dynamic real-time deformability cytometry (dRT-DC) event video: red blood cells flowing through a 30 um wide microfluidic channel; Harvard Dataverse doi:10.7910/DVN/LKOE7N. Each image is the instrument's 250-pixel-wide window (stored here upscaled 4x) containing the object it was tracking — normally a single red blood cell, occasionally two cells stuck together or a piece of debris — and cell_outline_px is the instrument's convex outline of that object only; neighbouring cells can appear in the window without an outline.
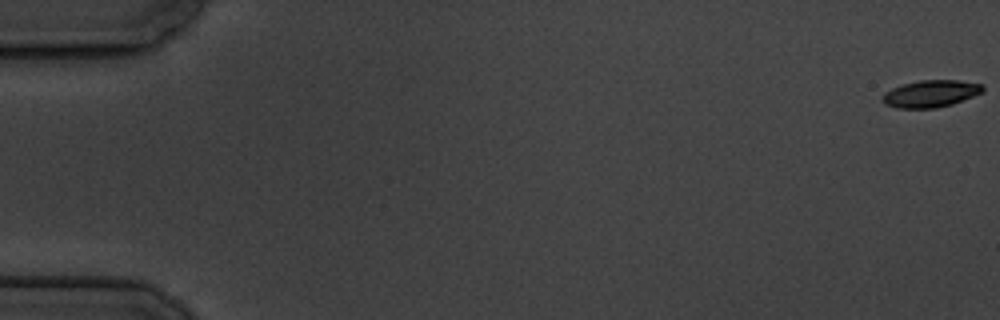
{"species": "common noctule bat (a hibernating species)", "species_latin": "Nyctalus noctula", "temperature_condition": "cold", "stored_images_in_passage": 6, "camera_frame_rate_fps": 3000, "um_per_image_px": 0.085, "animal": {"sex": "male", "body_mass_g": 19.5, "forearm_length_mm": 54.6}, "frame": {"image": 1, "passage_image": 1, "time_ms": 0.0, "image_size_px": [1000, 320], "cell_outline_px": [[984, 92], [952, 104], [936, 108], [896, 108], [884, 104], [880, 100], [884, 92], [892, 88], [904, 84], [920, 80], [956, 80], [984, 84]], "centroid_in_image_um": [79.1, 7.96], "position_along_channel_um": 5.9, "area_um2": 15.95}}
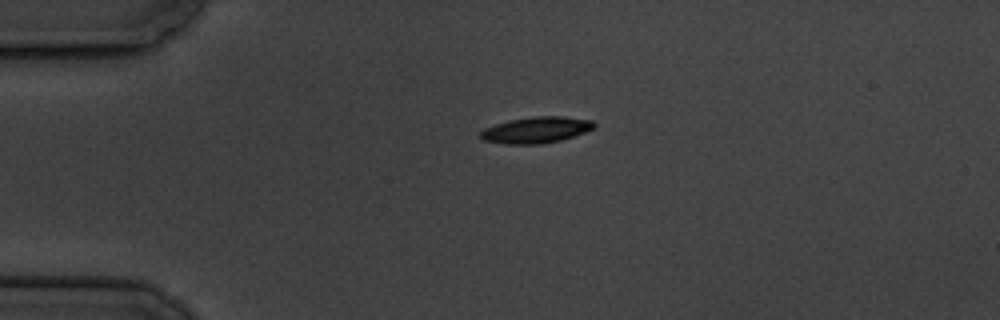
{"frame": {"image": 2, "passage_image": 4, "time_ms": 4.667, "image_size_px": [1000, 320], "cell_outline_px": [[596, 128], [560, 140], [540, 144], [504, 144], [484, 140], [480, 136], [480, 132], [484, 128], [496, 124], [512, 120], [536, 116], [564, 116], [592, 120], [596, 124]], "centroid_in_image_um": [45.6, 11.04], "position_along_channel_um": 39.4, "area_um2": 17.22}}
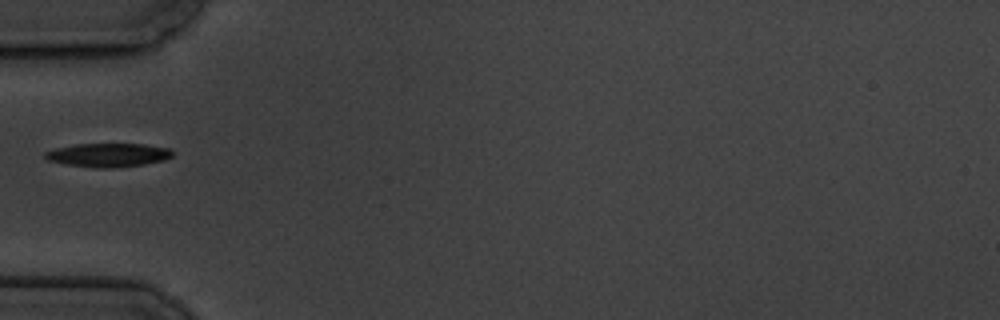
{"frame": {"image": 3, "passage_image": 6, "time_ms": 6.667, "image_size_px": [1000, 320], "cell_outline_px": [[172, 156], [164, 160], [144, 164], [112, 168], [100, 168], [68, 164], [48, 160], [44, 156], [44, 152], [56, 148], [76, 144], [144, 144], [168, 148], [172, 152]], "centroid_in_image_um": [9.2, 13.17], "position_along_channel_um": 75.8, "area_um2": 17.34}}